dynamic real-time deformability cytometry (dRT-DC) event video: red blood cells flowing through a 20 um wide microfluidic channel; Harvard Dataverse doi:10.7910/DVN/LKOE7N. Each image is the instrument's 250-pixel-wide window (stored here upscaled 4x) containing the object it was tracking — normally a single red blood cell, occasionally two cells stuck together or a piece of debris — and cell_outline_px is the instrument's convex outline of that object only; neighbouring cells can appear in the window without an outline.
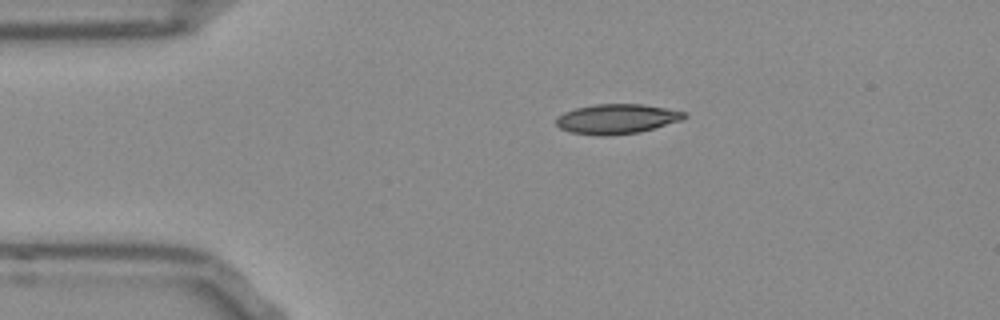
{"species": "Egyptian fruit bat (a non-hibernating species)", "species_latin": "Rousettus aegyptiacus", "temperature_condition": "room temperature", "stored_images_in_passage": 43, "camera_frame_rate_fps": 3000, "um_per_image_px": 0.085, "frame": {"image": 1, "passage_image": 1, "time_ms": 0.0, "image_size_px": [1000, 320], "cell_outline_px": [[688, 116], [680, 120], [640, 132], [604, 136], [600, 136], [572, 132], [560, 128], [556, 124], [556, 120], [564, 112], [576, 108], [596, 104], [640, 104], [664, 108], [684, 112]], "centroid_in_image_um": [52.41, 10.11], "position_along_channel_um": 32.6, "area_um2": 21.85}}
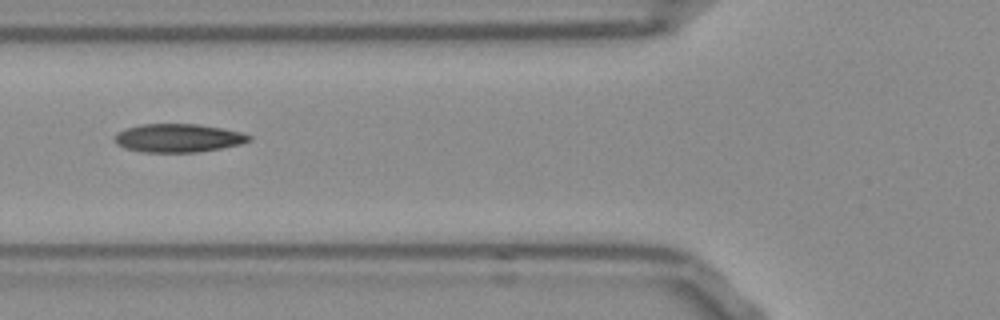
{"frame": {"image": 2, "passage_image": 10, "time_ms": 3.0, "image_size_px": [1000, 320], "cell_outline_px": [[252, 140], [240, 144], [220, 148], [196, 152], [140, 152], [116, 144], [116, 132], [124, 128], [140, 124], [196, 124], [220, 128], [240, 132], [252, 136]], "centroid_in_image_um": [15.13, 11.73], "position_along_channel_um": 110.7, "area_um2": 22.08}}
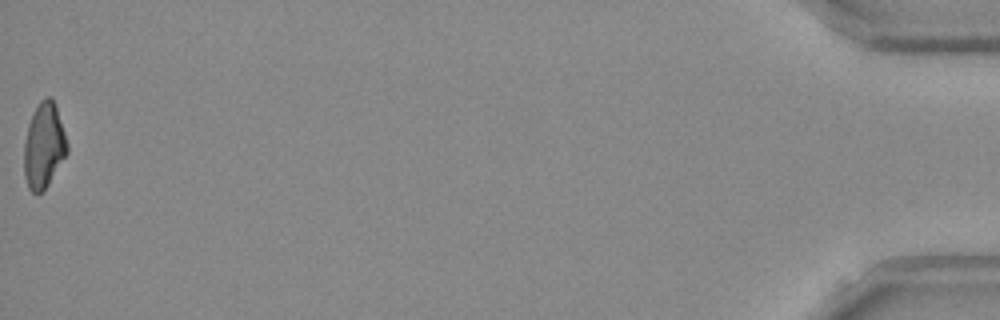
{"frame": {"image": 3, "passage_image": 43, "time_ms": 14.0, "image_size_px": [1000, 320], "cell_outline_px": [[68, 152], [44, 192], [32, 192], [28, 188], [24, 176], [24, 140], [28, 124], [32, 112], [40, 100], [44, 96], [52, 96], [68, 144]], "centroid_in_image_um": [3.71, 12.38], "position_along_channel_um": 431.5, "area_um2": 21.62}, "authors_computed_cell_mechanics": {"area_um2": 21.8484, "velocity_mm_per_s": 3.8792, "shape_relaxation_time_tau1_ms": 10.2187, "shape_relaxation_time_tau2_ms": 2.722, "deformation_change_tau1": 0.2576, "deformation_change_tau2": 0.1018}}